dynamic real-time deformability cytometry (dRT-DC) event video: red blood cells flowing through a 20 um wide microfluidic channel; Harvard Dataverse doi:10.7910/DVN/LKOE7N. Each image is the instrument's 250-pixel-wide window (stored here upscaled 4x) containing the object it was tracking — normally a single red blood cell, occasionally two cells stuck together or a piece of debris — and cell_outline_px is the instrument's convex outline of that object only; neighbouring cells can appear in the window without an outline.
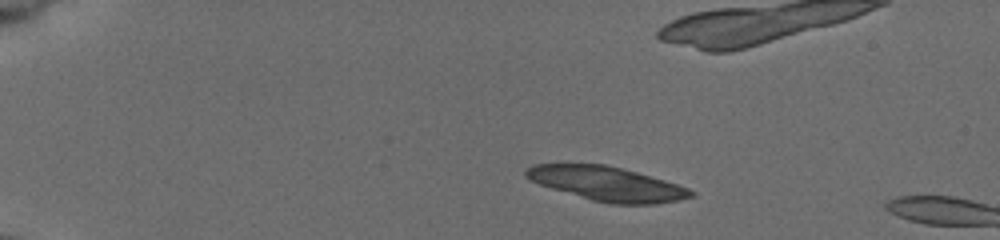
{"species": "common noctule bat (a hibernating species)", "species_latin": "Nyctalus noctula", "temperature_condition": "cold", "stored_images_in_passage": 51, "camera_frame_rate_fps": 3000, "um_per_image_px": 0.085, "animal": {"sex": "female", "body_mass_g": 19.5, "forearm_length_mm": 54.1}, "frame": {"image": 1, "passage_image": 8, "time_ms": 2.333, "image_size_px": [1000, 240], "cell_outline_px": [[696, 196], [680, 200], [656, 204], [608, 204], [592, 200], [552, 188], [540, 184], [524, 176], [524, 172], [532, 164], [604, 164], [636, 172], [664, 180], [688, 188], [696, 192]], "centroid_in_image_um": [51.63, 15.63], "position_along_channel_um": 33.4, "area_um2": 32.66}, "authors_computed_cell_mechanics": {"area_um2": 20.2878, "velocity_mm_per_s": 3.8992, "shape_relaxation_time_tau1_ms": 2.8518, "shape_relaxation_time_tau2_ms": null, "deformation_change_tau1": 0.0835, "deformation_change_tau2": null}}